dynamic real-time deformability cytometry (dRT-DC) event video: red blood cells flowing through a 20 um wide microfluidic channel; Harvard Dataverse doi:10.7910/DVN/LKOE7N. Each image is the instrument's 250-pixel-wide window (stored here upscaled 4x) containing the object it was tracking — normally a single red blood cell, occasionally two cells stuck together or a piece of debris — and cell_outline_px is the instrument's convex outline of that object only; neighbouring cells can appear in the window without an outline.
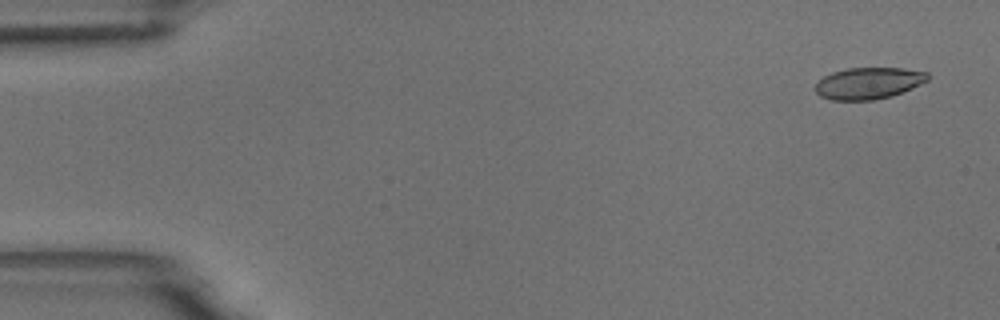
{"species": "common noctule bat (a hibernating species)", "species_latin": "Nyctalus noctula", "temperature_condition": "room temperature", "stored_images_in_passage": 3, "camera_frame_rate_fps": 3000, "um_per_image_px": 0.085, "animal": {"sex": "male", "body_mass_g": 18.8}, "frame": {"image": 1, "passage_image": 1, "time_ms": 0.0, "image_size_px": [1000, 320], "cell_outline_px": [[928, 80], [920, 84], [892, 96], [872, 100], [832, 100], [820, 96], [816, 92], [816, 84], [824, 76], [832, 72], [848, 68], [904, 68], [928, 72]], "centroid_in_image_um": [73.82, 7.07], "position_along_channel_um": 11.2, "area_um2": 20.58}}